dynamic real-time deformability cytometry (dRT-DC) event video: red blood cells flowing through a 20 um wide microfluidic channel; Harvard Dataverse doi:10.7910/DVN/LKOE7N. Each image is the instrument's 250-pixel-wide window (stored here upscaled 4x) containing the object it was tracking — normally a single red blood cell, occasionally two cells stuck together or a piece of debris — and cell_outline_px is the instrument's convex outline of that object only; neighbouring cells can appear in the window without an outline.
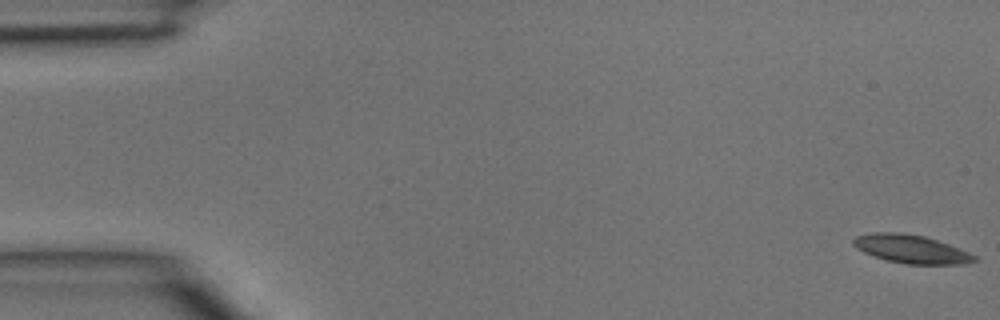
{"species": "common noctule bat (a hibernating species)", "species_latin": "Nyctalus noctula", "temperature_condition": "room temperature", "stored_images_in_passage": 4, "camera_frame_rate_fps": 3000, "um_per_image_px": 0.085, "animal": {"sex": "male", "body_mass_g": 15.6}, "frame": {"image": 1, "passage_image": 1, "time_ms": 0.0, "image_size_px": [1000, 320], "cell_outline_px": [[980, 260], [964, 264], [908, 264], [888, 260], [864, 252], [856, 248], [852, 244], [852, 240], [856, 236], [872, 232], [900, 232], [924, 236], [948, 244], [968, 252], [976, 256]], "centroid_in_image_um": [77.45, 21.16], "position_along_channel_um": 7.5, "area_um2": 19.88}}
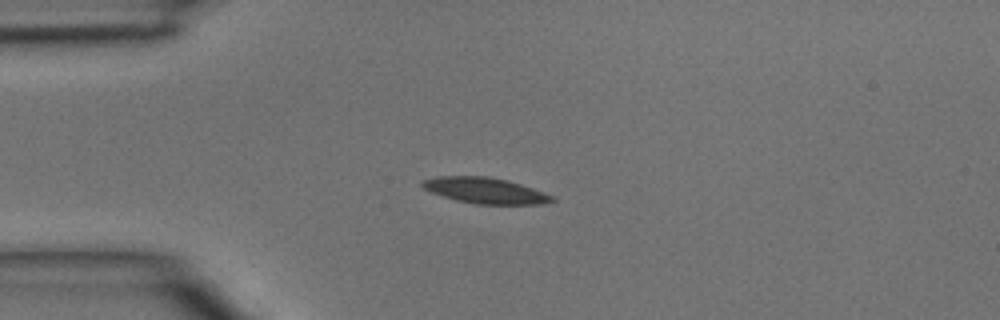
{"frame": {"image": 2, "passage_image": 4, "time_ms": 1.0, "image_size_px": [1000, 320], "cell_outline_px": [[556, 200], [544, 204], [476, 204], [456, 200], [432, 192], [424, 188], [420, 184], [420, 180], [436, 176], [488, 176], [508, 180], [556, 196]], "centroid_in_image_um": [41.26, 16.19], "position_along_channel_um": 43.7, "area_um2": 19.65}}